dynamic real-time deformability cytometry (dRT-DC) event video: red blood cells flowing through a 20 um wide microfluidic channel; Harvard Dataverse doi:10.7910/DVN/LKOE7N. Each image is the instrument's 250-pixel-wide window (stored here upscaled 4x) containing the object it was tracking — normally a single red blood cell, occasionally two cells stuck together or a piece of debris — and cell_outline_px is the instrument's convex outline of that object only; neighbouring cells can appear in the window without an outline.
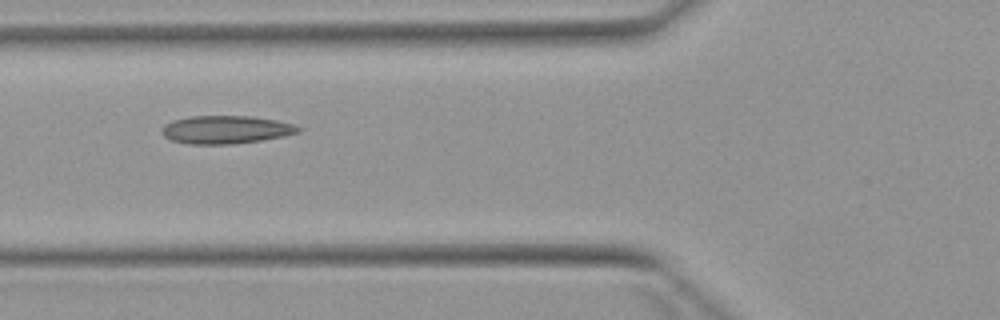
{"species": "Egyptian fruit bat (a non-hibernating species)", "species_latin": "Rousettus aegyptiacus", "temperature_condition": "warm", "stored_images_in_passage": 4, "camera_frame_rate_fps": 3000, "um_per_image_px": 0.085, "animal": {"sex": "female"}, "frame": {"image": 1, "passage_image": 2, "time_ms": 1.0, "image_size_px": [1000, 320], "cell_outline_px": [[304, 128], [300, 132], [284, 136], [260, 140], [232, 144], [188, 144], [172, 140], [164, 136], [160, 132], [160, 128], [164, 124], [172, 120], [192, 116], [252, 116], [276, 120], [296, 124]], "centroid_in_image_um": [19.21, 11.01], "position_along_channel_um": 106.6, "area_um2": 22.54}}
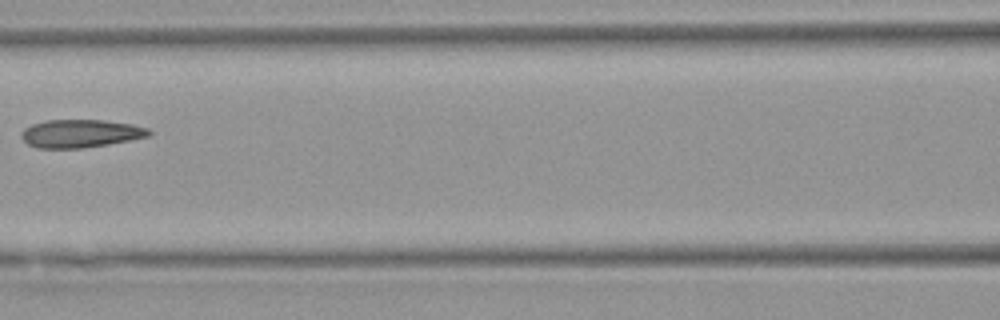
{"frame": {"image": 2, "passage_image": 3, "time_ms": 2.333, "image_size_px": [1000, 320], "cell_outline_px": [[152, 136], [108, 144], [84, 148], [36, 148], [28, 144], [20, 136], [20, 132], [24, 128], [32, 124], [44, 120], [104, 120], [132, 124], [148, 128], [152, 132]], "centroid_in_image_um": [6.85, 11.35], "position_along_channel_um": 159.8, "area_um2": 21.04}}
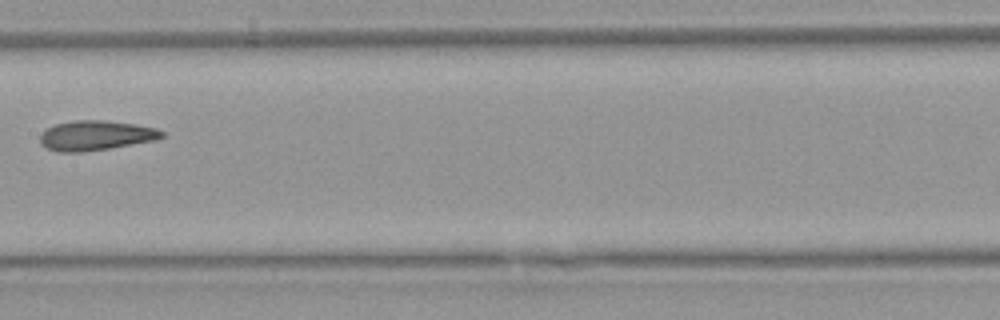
{"frame": {"image": 3, "passage_image": 4, "time_ms": 3.333, "image_size_px": [1000, 320], "cell_outline_px": [[164, 136], [156, 140], [84, 152], [56, 152], [44, 148], [40, 144], [40, 132], [56, 124], [76, 120], [104, 120], [136, 124], [156, 128], [164, 132]], "centroid_in_image_um": [8.1, 11.52], "position_along_channel_um": 199.3, "area_um2": 21.27}}